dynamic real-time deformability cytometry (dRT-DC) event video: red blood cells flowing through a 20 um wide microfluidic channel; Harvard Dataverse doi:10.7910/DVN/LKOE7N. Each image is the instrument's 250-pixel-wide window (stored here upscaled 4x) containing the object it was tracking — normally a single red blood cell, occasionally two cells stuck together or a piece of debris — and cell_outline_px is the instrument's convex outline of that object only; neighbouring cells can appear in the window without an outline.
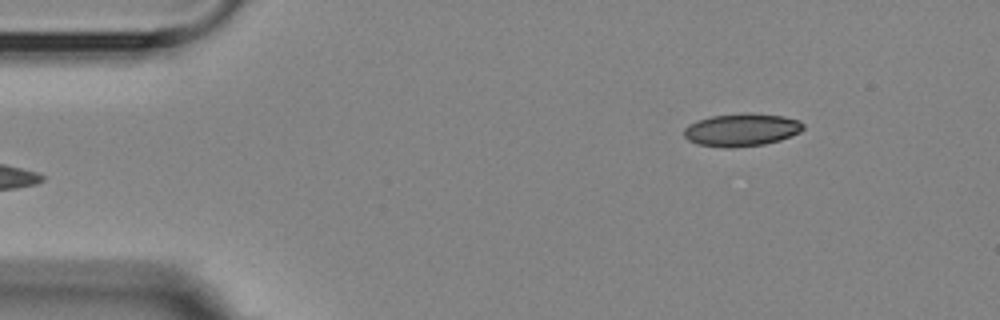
{"species": "Egyptian fruit bat (a non-hibernating species)", "species_latin": "Rousettus aegyptiacus", "temperature_condition": "room temperature", "stored_images_in_passage": 5, "camera_frame_rate_fps": 3000, "um_per_image_px": 0.085, "animal": {"sex": "female"}, "frame": {"image": 1, "passage_image": 5, "time_ms": 4.667, "image_size_px": [1000, 320], "cell_outline_px": [[804, 128], [800, 132], [780, 140], [764, 144], [728, 148], [696, 144], [688, 140], [684, 136], [684, 128], [688, 124], [712, 116], [748, 112], [784, 116], [800, 120], [804, 124]], "centroid_in_image_um": [63.05, 11.03], "position_along_channel_um": 22.0, "area_um2": 22.83}}